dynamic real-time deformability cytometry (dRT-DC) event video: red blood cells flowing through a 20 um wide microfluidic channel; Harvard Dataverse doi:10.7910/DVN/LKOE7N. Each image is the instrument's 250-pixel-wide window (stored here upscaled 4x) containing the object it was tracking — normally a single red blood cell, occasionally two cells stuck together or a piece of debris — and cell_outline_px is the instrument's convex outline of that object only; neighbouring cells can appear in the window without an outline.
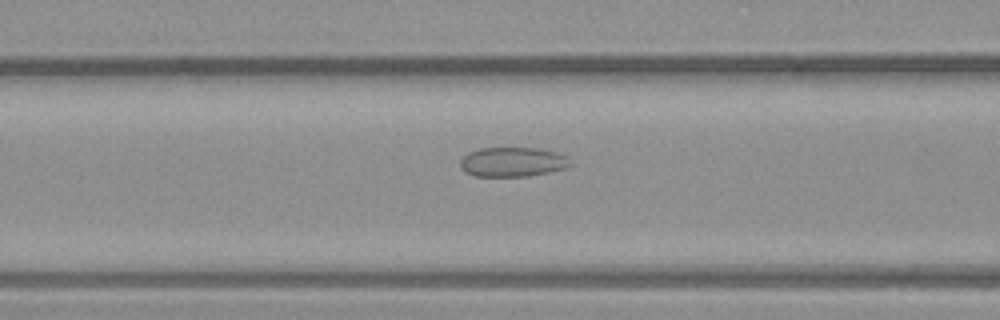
{"species": "common noctule bat (a hibernating species)", "species_latin": "Nyctalus noctula", "temperature_condition": "warm", "stored_images_in_passage": 31, "camera_frame_rate_fps": 3000, "um_per_image_px": 0.085, "animal": {"sex": "male", "body_mass_g": 23.1, "forearm_length_mm": 52.7}, "frame": {"image": 1, "passage_image": 9, "time_ms": 2.667, "image_size_px": [1000, 320], "cell_outline_px": [[572, 164], [564, 168], [528, 176], [476, 176], [464, 172], [460, 168], [460, 160], [468, 152], [480, 148], [540, 148], [556, 152], [568, 156]], "centroid_in_image_um": [43.55, 13.76], "position_along_channel_um": 123.0, "area_um2": 18.96}}
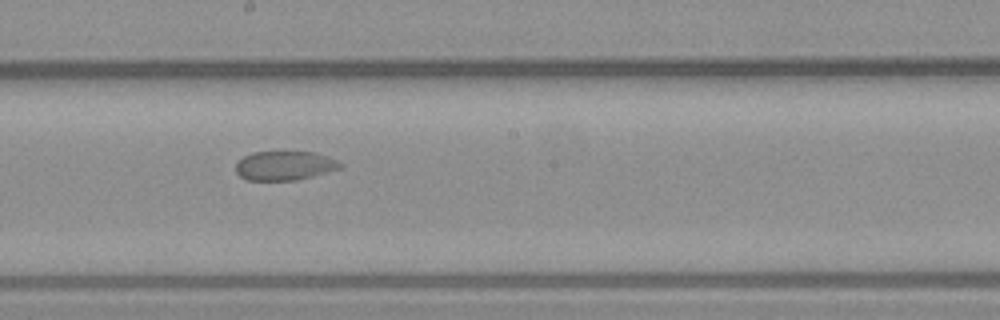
{"frame": {"image": 2, "passage_image": 17, "time_ms": 5.333, "image_size_px": [1000, 320], "cell_outline_px": [[344, 164], [340, 168], [312, 176], [296, 180], [248, 180], [240, 176], [236, 172], [236, 164], [244, 156], [252, 152], [316, 152], [328, 156]], "centroid_in_image_um": [24.2, 14.07], "position_along_channel_um": 224.0, "area_um2": 17.63}}
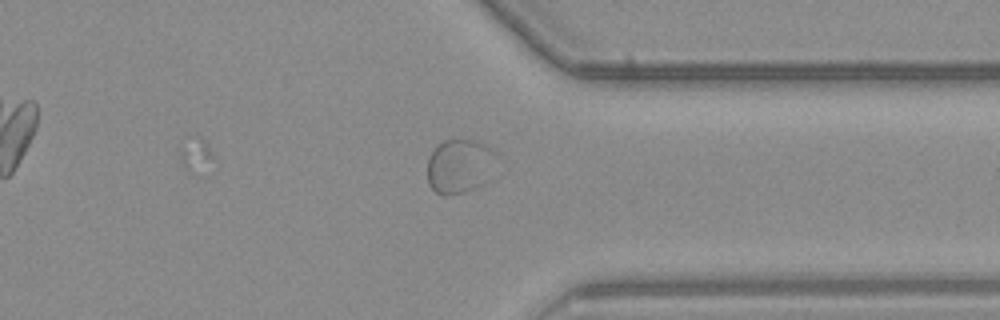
{"frame": {"image": 3, "passage_image": 29, "time_ms": 9.333, "image_size_px": [1000, 320], "cell_outline_px": [[496, 156], [488, 180], [484, 184], [476, 188], [464, 192], [448, 196], [440, 196], [428, 184], [428, 160], [432, 152], [444, 140], [480, 140], [496, 152]], "centroid_in_image_um": [39.08, 14.14], "position_along_channel_um": 372.3, "area_um2": 21.96}}